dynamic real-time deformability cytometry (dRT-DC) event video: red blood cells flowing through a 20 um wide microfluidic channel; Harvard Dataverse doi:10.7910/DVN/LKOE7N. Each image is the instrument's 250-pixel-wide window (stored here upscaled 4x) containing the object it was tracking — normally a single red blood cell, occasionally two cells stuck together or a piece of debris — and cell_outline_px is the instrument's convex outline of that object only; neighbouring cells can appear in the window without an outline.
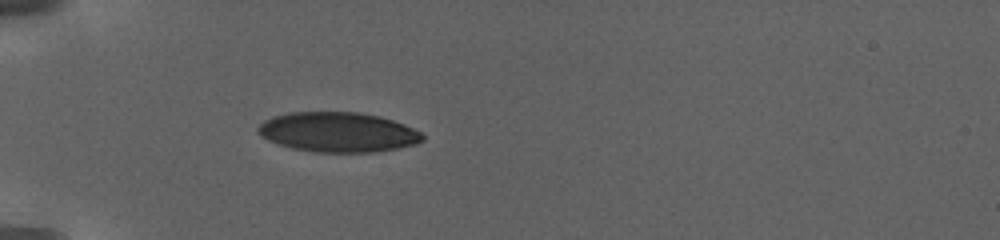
{"species": "human", "species_latin": "Homo sapiens", "temperature_condition": "warm", "stored_images_in_passage": 43, "camera_frame_rate_fps": 3000, "um_per_image_px": 0.085, "donor": {"sex": "female"}, "frame": {"image": 1, "passage_image": 1, "time_ms": 0.0, "image_size_px": [1000, 240], "cell_outline_px": [[424, 140], [412, 144], [396, 148], [372, 152], [316, 152], [292, 148], [268, 140], [256, 132], [256, 128], [264, 120], [276, 116], [292, 112], [356, 112], [376, 116], [392, 120], [404, 124], [420, 132], [424, 136]], "centroid_in_image_um": [28.69, 11.23], "position_along_channel_um": 56.3, "area_um2": 37.74}}
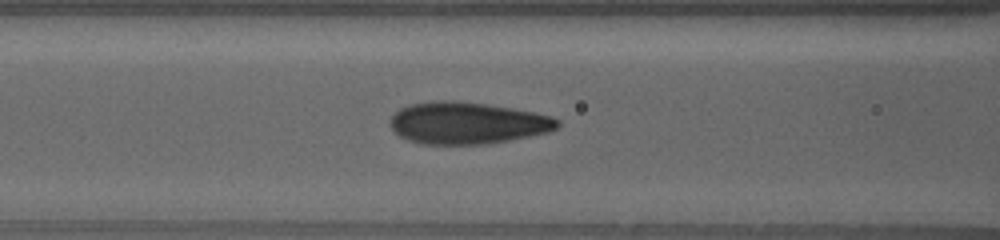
{"frame": {"image": 2, "passage_image": 12, "time_ms": 3.0, "image_size_px": [1000, 240], "cell_outline_px": [[560, 124], [556, 128], [548, 132], [508, 140], [484, 144], [420, 144], [408, 140], [400, 136], [392, 128], [392, 116], [400, 108], [412, 104], [440, 100], [444, 100], [484, 104], [512, 108], [552, 116], [560, 120]], "centroid_in_image_um": [39.73, 10.46], "position_along_channel_um": 126.9, "area_um2": 40.29}}
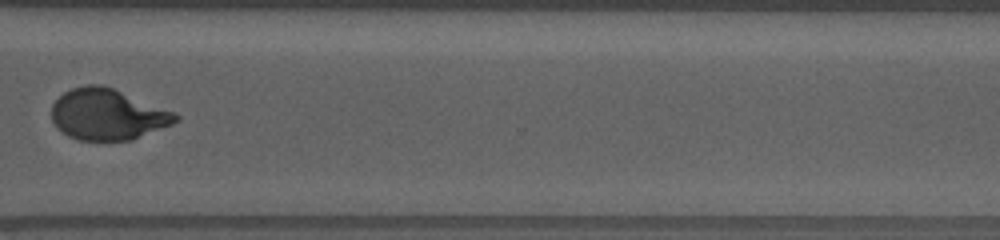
{"frame": {"image": 3, "passage_image": 42, "time_ms": 11.0, "image_size_px": [1000, 240], "cell_outline_px": [[180, 120], [172, 124], [132, 140], [80, 140], [68, 136], [56, 128], [52, 120], [52, 104], [64, 92], [72, 88], [88, 84], [104, 84], [176, 112], [180, 116]], "centroid_in_image_um": [9.16, 9.71], "position_along_channel_um": 361.4, "area_um2": 37.17}}